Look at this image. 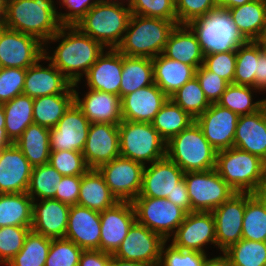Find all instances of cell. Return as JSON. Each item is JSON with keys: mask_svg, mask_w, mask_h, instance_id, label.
Returning a JSON list of instances; mask_svg holds the SVG:
<instances>
[{"mask_svg": "<svg viewBox=\"0 0 266 266\" xmlns=\"http://www.w3.org/2000/svg\"><path fill=\"white\" fill-rule=\"evenodd\" d=\"M69 30V32H66ZM64 37V38H63ZM52 56L44 49V60H49L74 87L86 75L89 68L97 61L104 48L99 42L84 34L77 26H61L48 42L61 39ZM81 70V71H79ZM84 73V74H82Z\"/></svg>", "mask_w": 266, "mask_h": 266, "instance_id": "obj_1", "label": "cell"}, {"mask_svg": "<svg viewBox=\"0 0 266 266\" xmlns=\"http://www.w3.org/2000/svg\"><path fill=\"white\" fill-rule=\"evenodd\" d=\"M53 0H7L4 27L31 35L46 45L61 28Z\"/></svg>", "mask_w": 266, "mask_h": 266, "instance_id": "obj_2", "label": "cell"}, {"mask_svg": "<svg viewBox=\"0 0 266 266\" xmlns=\"http://www.w3.org/2000/svg\"><path fill=\"white\" fill-rule=\"evenodd\" d=\"M175 26L170 20L131 14L127 30L116 49L126 56L155 58L163 53Z\"/></svg>", "mask_w": 266, "mask_h": 266, "instance_id": "obj_3", "label": "cell"}, {"mask_svg": "<svg viewBox=\"0 0 266 266\" xmlns=\"http://www.w3.org/2000/svg\"><path fill=\"white\" fill-rule=\"evenodd\" d=\"M266 162L259 156L231 147L217 152L215 170L237 193H260Z\"/></svg>", "mask_w": 266, "mask_h": 266, "instance_id": "obj_4", "label": "cell"}, {"mask_svg": "<svg viewBox=\"0 0 266 266\" xmlns=\"http://www.w3.org/2000/svg\"><path fill=\"white\" fill-rule=\"evenodd\" d=\"M121 2H97L75 25L103 47L116 49L127 30L131 9Z\"/></svg>", "mask_w": 266, "mask_h": 266, "instance_id": "obj_5", "label": "cell"}, {"mask_svg": "<svg viewBox=\"0 0 266 266\" xmlns=\"http://www.w3.org/2000/svg\"><path fill=\"white\" fill-rule=\"evenodd\" d=\"M216 155L196 121L166 142V157L184 172L215 169Z\"/></svg>", "mask_w": 266, "mask_h": 266, "instance_id": "obj_6", "label": "cell"}, {"mask_svg": "<svg viewBox=\"0 0 266 266\" xmlns=\"http://www.w3.org/2000/svg\"><path fill=\"white\" fill-rule=\"evenodd\" d=\"M197 37L203 55L236 51L246 40L227 9L216 8L187 24Z\"/></svg>", "mask_w": 266, "mask_h": 266, "instance_id": "obj_7", "label": "cell"}, {"mask_svg": "<svg viewBox=\"0 0 266 266\" xmlns=\"http://www.w3.org/2000/svg\"><path fill=\"white\" fill-rule=\"evenodd\" d=\"M118 129L120 156L144 166L166 157V142L151 123L122 120Z\"/></svg>", "mask_w": 266, "mask_h": 266, "instance_id": "obj_8", "label": "cell"}, {"mask_svg": "<svg viewBox=\"0 0 266 266\" xmlns=\"http://www.w3.org/2000/svg\"><path fill=\"white\" fill-rule=\"evenodd\" d=\"M191 212H212L236 192L215 169L185 172Z\"/></svg>", "mask_w": 266, "mask_h": 266, "instance_id": "obj_9", "label": "cell"}, {"mask_svg": "<svg viewBox=\"0 0 266 266\" xmlns=\"http://www.w3.org/2000/svg\"><path fill=\"white\" fill-rule=\"evenodd\" d=\"M132 203L136 221L165 241L170 238L171 232H176L187 214L167 198L137 197Z\"/></svg>", "mask_w": 266, "mask_h": 266, "instance_id": "obj_10", "label": "cell"}, {"mask_svg": "<svg viewBox=\"0 0 266 266\" xmlns=\"http://www.w3.org/2000/svg\"><path fill=\"white\" fill-rule=\"evenodd\" d=\"M144 167L134 160L118 156L98 170L118 201L132 202L140 194Z\"/></svg>", "mask_w": 266, "mask_h": 266, "instance_id": "obj_11", "label": "cell"}, {"mask_svg": "<svg viewBox=\"0 0 266 266\" xmlns=\"http://www.w3.org/2000/svg\"><path fill=\"white\" fill-rule=\"evenodd\" d=\"M37 38L4 27L0 30V67L27 69L44 56Z\"/></svg>", "mask_w": 266, "mask_h": 266, "instance_id": "obj_12", "label": "cell"}, {"mask_svg": "<svg viewBox=\"0 0 266 266\" xmlns=\"http://www.w3.org/2000/svg\"><path fill=\"white\" fill-rule=\"evenodd\" d=\"M164 242L165 240L159 234L135 221L113 255L123 260L140 261L158 266Z\"/></svg>", "mask_w": 266, "mask_h": 266, "instance_id": "obj_13", "label": "cell"}, {"mask_svg": "<svg viewBox=\"0 0 266 266\" xmlns=\"http://www.w3.org/2000/svg\"><path fill=\"white\" fill-rule=\"evenodd\" d=\"M239 115L218 103H211L195 121L204 137L219 152L233 147Z\"/></svg>", "mask_w": 266, "mask_h": 266, "instance_id": "obj_14", "label": "cell"}, {"mask_svg": "<svg viewBox=\"0 0 266 266\" xmlns=\"http://www.w3.org/2000/svg\"><path fill=\"white\" fill-rule=\"evenodd\" d=\"M90 124L82 110L74 102L56 126L50 128V150L82 152Z\"/></svg>", "mask_w": 266, "mask_h": 266, "instance_id": "obj_15", "label": "cell"}, {"mask_svg": "<svg viewBox=\"0 0 266 266\" xmlns=\"http://www.w3.org/2000/svg\"><path fill=\"white\" fill-rule=\"evenodd\" d=\"M82 153L89 169H98L120 156L118 125L91 123Z\"/></svg>", "mask_w": 266, "mask_h": 266, "instance_id": "obj_16", "label": "cell"}, {"mask_svg": "<svg viewBox=\"0 0 266 266\" xmlns=\"http://www.w3.org/2000/svg\"><path fill=\"white\" fill-rule=\"evenodd\" d=\"M245 193H235L212 211L216 245L223 252L242 239Z\"/></svg>", "mask_w": 266, "mask_h": 266, "instance_id": "obj_17", "label": "cell"}, {"mask_svg": "<svg viewBox=\"0 0 266 266\" xmlns=\"http://www.w3.org/2000/svg\"><path fill=\"white\" fill-rule=\"evenodd\" d=\"M135 221L136 214L132 202L118 201L114 206L100 212V250L114 254Z\"/></svg>", "mask_w": 266, "mask_h": 266, "instance_id": "obj_18", "label": "cell"}, {"mask_svg": "<svg viewBox=\"0 0 266 266\" xmlns=\"http://www.w3.org/2000/svg\"><path fill=\"white\" fill-rule=\"evenodd\" d=\"M216 245L215 221L212 212H189L173 235L172 244L183 250L205 253L203 247Z\"/></svg>", "mask_w": 266, "mask_h": 266, "instance_id": "obj_19", "label": "cell"}, {"mask_svg": "<svg viewBox=\"0 0 266 266\" xmlns=\"http://www.w3.org/2000/svg\"><path fill=\"white\" fill-rule=\"evenodd\" d=\"M100 212L71 205L65 238L83 250H100Z\"/></svg>", "mask_w": 266, "mask_h": 266, "instance_id": "obj_20", "label": "cell"}, {"mask_svg": "<svg viewBox=\"0 0 266 266\" xmlns=\"http://www.w3.org/2000/svg\"><path fill=\"white\" fill-rule=\"evenodd\" d=\"M184 171L164 157L144 167L142 188L138 197L167 198L184 179Z\"/></svg>", "mask_w": 266, "mask_h": 266, "instance_id": "obj_21", "label": "cell"}, {"mask_svg": "<svg viewBox=\"0 0 266 266\" xmlns=\"http://www.w3.org/2000/svg\"><path fill=\"white\" fill-rule=\"evenodd\" d=\"M32 168L15 143L0 150V194L27 192Z\"/></svg>", "mask_w": 266, "mask_h": 266, "instance_id": "obj_22", "label": "cell"}, {"mask_svg": "<svg viewBox=\"0 0 266 266\" xmlns=\"http://www.w3.org/2000/svg\"><path fill=\"white\" fill-rule=\"evenodd\" d=\"M70 205L50 198L33 201L31 230L51 239L65 238Z\"/></svg>", "mask_w": 266, "mask_h": 266, "instance_id": "obj_23", "label": "cell"}, {"mask_svg": "<svg viewBox=\"0 0 266 266\" xmlns=\"http://www.w3.org/2000/svg\"><path fill=\"white\" fill-rule=\"evenodd\" d=\"M169 97L154 83L121 99L122 120L151 123Z\"/></svg>", "mask_w": 266, "mask_h": 266, "instance_id": "obj_24", "label": "cell"}, {"mask_svg": "<svg viewBox=\"0 0 266 266\" xmlns=\"http://www.w3.org/2000/svg\"><path fill=\"white\" fill-rule=\"evenodd\" d=\"M233 147L266 162V104L257 112L239 116Z\"/></svg>", "mask_w": 266, "mask_h": 266, "instance_id": "obj_25", "label": "cell"}, {"mask_svg": "<svg viewBox=\"0 0 266 266\" xmlns=\"http://www.w3.org/2000/svg\"><path fill=\"white\" fill-rule=\"evenodd\" d=\"M83 99H80L74 88V102L82 110L90 123H110L119 125L122 122L121 99L116 94L88 89Z\"/></svg>", "mask_w": 266, "mask_h": 266, "instance_id": "obj_26", "label": "cell"}, {"mask_svg": "<svg viewBox=\"0 0 266 266\" xmlns=\"http://www.w3.org/2000/svg\"><path fill=\"white\" fill-rule=\"evenodd\" d=\"M123 54L117 49L104 51L85 75L89 89L99 90L120 97Z\"/></svg>", "mask_w": 266, "mask_h": 266, "instance_id": "obj_27", "label": "cell"}, {"mask_svg": "<svg viewBox=\"0 0 266 266\" xmlns=\"http://www.w3.org/2000/svg\"><path fill=\"white\" fill-rule=\"evenodd\" d=\"M44 56L27 68L23 94L31 98L65 93L73 83L52 63L46 68L39 64Z\"/></svg>", "mask_w": 266, "mask_h": 266, "instance_id": "obj_28", "label": "cell"}, {"mask_svg": "<svg viewBox=\"0 0 266 266\" xmlns=\"http://www.w3.org/2000/svg\"><path fill=\"white\" fill-rule=\"evenodd\" d=\"M169 59L193 66L203 65L204 55L196 35L187 24H177L171 31L162 53Z\"/></svg>", "mask_w": 266, "mask_h": 266, "instance_id": "obj_29", "label": "cell"}, {"mask_svg": "<svg viewBox=\"0 0 266 266\" xmlns=\"http://www.w3.org/2000/svg\"><path fill=\"white\" fill-rule=\"evenodd\" d=\"M154 83L170 97L195 76L196 69L163 54L152 58Z\"/></svg>", "mask_w": 266, "mask_h": 266, "instance_id": "obj_30", "label": "cell"}, {"mask_svg": "<svg viewBox=\"0 0 266 266\" xmlns=\"http://www.w3.org/2000/svg\"><path fill=\"white\" fill-rule=\"evenodd\" d=\"M117 202L98 169H88L81 175L77 205L102 212Z\"/></svg>", "mask_w": 266, "mask_h": 266, "instance_id": "obj_31", "label": "cell"}, {"mask_svg": "<svg viewBox=\"0 0 266 266\" xmlns=\"http://www.w3.org/2000/svg\"><path fill=\"white\" fill-rule=\"evenodd\" d=\"M74 86L65 93L41 96L33 101L34 124L53 128L74 103Z\"/></svg>", "mask_w": 266, "mask_h": 266, "instance_id": "obj_32", "label": "cell"}, {"mask_svg": "<svg viewBox=\"0 0 266 266\" xmlns=\"http://www.w3.org/2000/svg\"><path fill=\"white\" fill-rule=\"evenodd\" d=\"M228 11L246 41H254L266 26V0H252Z\"/></svg>", "mask_w": 266, "mask_h": 266, "instance_id": "obj_33", "label": "cell"}, {"mask_svg": "<svg viewBox=\"0 0 266 266\" xmlns=\"http://www.w3.org/2000/svg\"><path fill=\"white\" fill-rule=\"evenodd\" d=\"M50 129L38 124L29 125L21 136L14 142L28 159L32 167L49 162Z\"/></svg>", "mask_w": 266, "mask_h": 266, "instance_id": "obj_34", "label": "cell"}, {"mask_svg": "<svg viewBox=\"0 0 266 266\" xmlns=\"http://www.w3.org/2000/svg\"><path fill=\"white\" fill-rule=\"evenodd\" d=\"M154 84L152 59L123 55L120 99L140 88Z\"/></svg>", "mask_w": 266, "mask_h": 266, "instance_id": "obj_35", "label": "cell"}, {"mask_svg": "<svg viewBox=\"0 0 266 266\" xmlns=\"http://www.w3.org/2000/svg\"><path fill=\"white\" fill-rule=\"evenodd\" d=\"M32 205L26 192L0 194V227H31Z\"/></svg>", "mask_w": 266, "mask_h": 266, "instance_id": "obj_36", "label": "cell"}, {"mask_svg": "<svg viewBox=\"0 0 266 266\" xmlns=\"http://www.w3.org/2000/svg\"><path fill=\"white\" fill-rule=\"evenodd\" d=\"M33 101L28 95L20 94L3 103L5 130L8 138L14 143L33 120Z\"/></svg>", "mask_w": 266, "mask_h": 266, "instance_id": "obj_37", "label": "cell"}, {"mask_svg": "<svg viewBox=\"0 0 266 266\" xmlns=\"http://www.w3.org/2000/svg\"><path fill=\"white\" fill-rule=\"evenodd\" d=\"M242 239L266 241V198L260 193H245Z\"/></svg>", "mask_w": 266, "mask_h": 266, "instance_id": "obj_38", "label": "cell"}, {"mask_svg": "<svg viewBox=\"0 0 266 266\" xmlns=\"http://www.w3.org/2000/svg\"><path fill=\"white\" fill-rule=\"evenodd\" d=\"M194 121L193 117L169 98L156 114L151 124L158 131L161 138L168 142Z\"/></svg>", "mask_w": 266, "mask_h": 266, "instance_id": "obj_39", "label": "cell"}, {"mask_svg": "<svg viewBox=\"0 0 266 266\" xmlns=\"http://www.w3.org/2000/svg\"><path fill=\"white\" fill-rule=\"evenodd\" d=\"M52 239L37 234L32 230L26 236L22 249L8 266H45Z\"/></svg>", "mask_w": 266, "mask_h": 266, "instance_id": "obj_40", "label": "cell"}, {"mask_svg": "<svg viewBox=\"0 0 266 266\" xmlns=\"http://www.w3.org/2000/svg\"><path fill=\"white\" fill-rule=\"evenodd\" d=\"M251 90L256 89L251 86L229 84L217 103L239 116L257 112L266 104V99L254 103Z\"/></svg>", "mask_w": 266, "mask_h": 266, "instance_id": "obj_41", "label": "cell"}, {"mask_svg": "<svg viewBox=\"0 0 266 266\" xmlns=\"http://www.w3.org/2000/svg\"><path fill=\"white\" fill-rule=\"evenodd\" d=\"M232 266H266V242L241 239L223 251Z\"/></svg>", "mask_w": 266, "mask_h": 266, "instance_id": "obj_42", "label": "cell"}, {"mask_svg": "<svg viewBox=\"0 0 266 266\" xmlns=\"http://www.w3.org/2000/svg\"><path fill=\"white\" fill-rule=\"evenodd\" d=\"M169 98L194 119L200 116L211 105L196 76L186 82Z\"/></svg>", "mask_w": 266, "mask_h": 266, "instance_id": "obj_43", "label": "cell"}, {"mask_svg": "<svg viewBox=\"0 0 266 266\" xmlns=\"http://www.w3.org/2000/svg\"><path fill=\"white\" fill-rule=\"evenodd\" d=\"M62 175L49 163L32 168L27 194L34 200L54 198Z\"/></svg>", "mask_w": 266, "mask_h": 266, "instance_id": "obj_44", "label": "cell"}, {"mask_svg": "<svg viewBox=\"0 0 266 266\" xmlns=\"http://www.w3.org/2000/svg\"><path fill=\"white\" fill-rule=\"evenodd\" d=\"M258 56L259 45L255 41H245L237 48L233 84L254 87Z\"/></svg>", "mask_w": 266, "mask_h": 266, "instance_id": "obj_45", "label": "cell"}, {"mask_svg": "<svg viewBox=\"0 0 266 266\" xmlns=\"http://www.w3.org/2000/svg\"><path fill=\"white\" fill-rule=\"evenodd\" d=\"M83 249L66 238L52 239L45 266H78Z\"/></svg>", "mask_w": 266, "mask_h": 266, "instance_id": "obj_46", "label": "cell"}, {"mask_svg": "<svg viewBox=\"0 0 266 266\" xmlns=\"http://www.w3.org/2000/svg\"><path fill=\"white\" fill-rule=\"evenodd\" d=\"M131 14L144 17L162 18L177 25L175 0H131Z\"/></svg>", "mask_w": 266, "mask_h": 266, "instance_id": "obj_47", "label": "cell"}, {"mask_svg": "<svg viewBox=\"0 0 266 266\" xmlns=\"http://www.w3.org/2000/svg\"><path fill=\"white\" fill-rule=\"evenodd\" d=\"M31 227H0V264H8L22 249Z\"/></svg>", "mask_w": 266, "mask_h": 266, "instance_id": "obj_48", "label": "cell"}, {"mask_svg": "<svg viewBox=\"0 0 266 266\" xmlns=\"http://www.w3.org/2000/svg\"><path fill=\"white\" fill-rule=\"evenodd\" d=\"M48 163L62 176L83 175L89 169L80 151H51Z\"/></svg>", "mask_w": 266, "mask_h": 266, "instance_id": "obj_49", "label": "cell"}, {"mask_svg": "<svg viewBox=\"0 0 266 266\" xmlns=\"http://www.w3.org/2000/svg\"><path fill=\"white\" fill-rule=\"evenodd\" d=\"M165 241L161 248L160 262L158 266H203L206 253L195 250H183L173 244L165 249Z\"/></svg>", "mask_w": 266, "mask_h": 266, "instance_id": "obj_50", "label": "cell"}, {"mask_svg": "<svg viewBox=\"0 0 266 266\" xmlns=\"http://www.w3.org/2000/svg\"><path fill=\"white\" fill-rule=\"evenodd\" d=\"M27 69L0 68V104L23 94Z\"/></svg>", "mask_w": 266, "mask_h": 266, "instance_id": "obj_51", "label": "cell"}, {"mask_svg": "<svg viewBox=\"0 0 266 266\" xmlns=\"http://www.w3.org/2000/svg\"><path fill=\"white\" fill-rule=\"evenodd\" d=\"M216 8L215 0H175L177 24H188Z\"/></svg>", "mask_w": 266, "mask_h": 266, "instance_id": "obj_52", "label": "cell"}, {"mask_svg": "<svg viewBox=\"0 0 266 266\" xmlns=\"http://www.w3.org/2000/svg\"><path fill=\"white\" fill-rule=\"evenodd\" d=\"M203 66L233 84L236 67V51H227L204 56Z\"/></svg>", "mask_w": 266, "mask_h": 266, "instance_id": "obj_53", "label": "cell"}, {"mask_svg": "<svg viewBox=\"0 0 266 266\" xmlns=\"http://www.w3.org/2000/svg\"><path fill=\"white\" fill-rule=\"evenodd\" d=\"M195 76L210 103H217L229 85L225 79L207 70L203 65L196 69Z\"/></svg>", "mask_w": 266, "mask_h": 266, "instance_id": "obj_54", "label": "cell"}, {"mask_svg": "<svg viewBox=\"0 0 266 266\" xmlns=\"http://www.w3.org/2000/svg\"><path fill=\"white\" fill-rule=\"evenodd\" d=\"M62 4L69 9L68 13H59V22L62 26H75L85 14L97 3L96 0H61ZM90 2V3H89Z\"/></svg>", "mask_w": 266, "mask_h": 266, "instance_id": "obj_55", "label": "cell"}, {"mask_svg": "<svg viewBox=\"0 0 266 266\" xmlns=\"http://www.w3.org/2000/svg\"><path fill=\"white\" fill-rule=\"evenodd\" d=\"M81 185V175L62 176L59 187L53 199L68 205H77Z\"/></svg>", "mask_w": 266, "mask_h": 266, "instance_id": "obj_56", "label": "cell"}, {"mask_svg": "<svg viewBox=\"0 0 266 266\" xmlns=\"http://www.w3.org/2000/svg\"><path fill=\"white\" fill-rule=\"evenodd\" d=\"M111 256L101 250H83L78 266H109Z\"/></svg>", "mask_w": 266, "mask_h": 266, "instance_id": "obj_57", "label": "cell"}, {"mask_svg": "<svg viewBox=\"0 0 266 266\" xmlns=\"http://www.w3.org/2000/svg\"><path fill=\"white\" fill-rule=\"evenodd\" d=\"M167 199L178 207L182 208L186 213L191 212V203L188 197V191L184 179L176 185L172 196H168Z\"/></svg>", "mask_w": 266, "mask_h": 266, "instance_id": "obj_58", "label": "cell"}, {"mask_svg": "<svg viewBox=\"0 0 266 266\" xmlns=\"http://www.w3.org/2000/svg\"><path fill=\"white\" fill-rule=\"evenodd\" d=\"M254 88L259 91H266V52H263L260 47L255 72Z\"/></svg>", "mask_w": 266, "mask_h": 266, "instance_id": "obj_59", "label": "cell"}, {"mask_svg": "<svg viewBox=\"0 0 266 266\" xmlns=\"http://www.w3.org/2000/svg\"><path fill=\"white\" fill-rule=\"evenodd\" d=\"M109 266H153L144 262L140 261H129V260H123L118 257H115L113 254L110 259V265Z\"/></svg>", "mask_w": 266, "mask_h": 266, "instance_id": "obj_60", "label": "cell"}, {"mask_svg": "<svg viewBox=\"0 0 266 266\" xmlns=\"http://www.w3.org/2000/svg\"><path fill=\"white\" fill-rule=\"evenodd\" d=\"M251 1L252 0H215L217 8L227 10L230 8L241 6Z\"/></svg>", "mask_w": 266, "mask_h": 266, "instance_id": "obj_61", "label": "cell"}, {"mask_svg": "<svg viewBox=\"0 0 266 266\" xmlns=\"http://www.w3.org/2000/svg\"><path fill=\"white\" fill-rule=\"evenodd\" d=\"M203 266H232L229 259L224 256L214 257L212 259H206Z\"/></svg>", "mask_w": 266, "mask_h": 266, "instance_id": "obj_62", "label": "cell"}, {"mask_svg": "<svg viewBox=\"0 0 266 266\" xmlns=\"http://www.w3.org/2000/svg\"><path fill=\"white\" fill-rule=\"evenodd\" d=\"M13 144V142L8 138L5 127H0V150Z\"/></svg>", "mask_w": 266, "mask_h": 266, "instance_id": "obj_63", "label": "cell"}, {"mask_svg": "<svg viewBox=\"0 0 266 266\" xmlns=\"http://www.w3.org/2000/svg\"><path fill=\"white\" fill-rule=\"evenodd\" d=\"M254 41L259 45L263 52H266V26Z\"/></svg>", "mask_w": 266, "mask_h": 266, "instance_id": "obj_64", "label": "cell"}, {"mask_svg": "<svg viewBox=\"0 0 266 266\" xmlns=\"http://www.w3.org/2000/svg\"><path fill=\"white\" fill-rule=\"evenodd\" d=\"M6 1L7 0H0V19L4 18L6 11Z\"/></svg>", "mask_w": 266, "mask_h": 266, "instance_id": "obj_65", "label": "cell"}, {"mask_svg": "<svg viewBox=\"0 0 266 266\" xmlns=\"http://www.w3.org/2000/svg\"><path fill=\"white\" fill-rule=\"evenodd\" d=\"M0 127H5V114L2 104H0Z\"/></svg>", "mask_w": 266, "mask_h": 266, "instance_id": "obj_66", "label": "cell"}, {"mask_svg": "<svg viewBox=\"0 0 266 266\" xmlns=\"http://www.w3.org/2000/svg\"><path fill=\"white\" fill-rule=\"evenodd\" d=\"M260 194L266 198V166H265V175H264V183H263V187L260 191Z\"/></svg>", "mask_w": 266, "mask_h": 266, "instance_id": "obj_67", "label": "cell"}, {"mask_svg": "<svg viewBox=\"0 0 266 266\" xmlns=\"http://www.w3.org/2000/svg\"><path fill=\"white\" fill-rule=\"evenodd\" d=\"M4 23H3V19H0V30L3 28Z\"/></svg>", "mask_w": 266, "mask_h": 266, "instance_id": "obj_68", "label": "cell"}, {"mask_svg": "<svg viewBox=\"0 0 266 266\" xmlns=\"http://www.w3.org/2000/svg\"><path fill=\"white\" fill-rule=\"evenodd\" d=\"M97 2H109V0H96Z\"/></svg>", "mask_w": 266, "mask_h": 266, "instance_id": "obj_69", "label": "cell"}]
</instances>
